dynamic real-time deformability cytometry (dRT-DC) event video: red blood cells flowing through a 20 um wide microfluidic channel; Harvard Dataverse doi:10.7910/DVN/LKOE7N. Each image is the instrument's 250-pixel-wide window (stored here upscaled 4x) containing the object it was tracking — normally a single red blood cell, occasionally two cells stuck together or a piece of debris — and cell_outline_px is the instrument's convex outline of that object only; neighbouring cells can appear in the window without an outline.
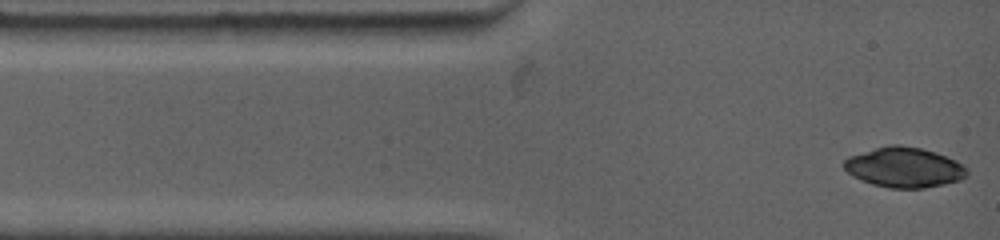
{"species": "common noctule bat (a hibernating species)", "species_latin": "Nyctalus noctula", "temperature_condition": "warm", "stored_images_in_passage": 4, "camera_frame_rate_fps": 4500, "um_per_image_px": 0.085, "animal": {"sex": "female", "body_mass_g": 19.0, "forearm_length_mm": 53.3}, "frame": {"image": 1, "passage_image": 1, "time_ms": 0.0, "image_size_px": [1000, 240], "cell_outline_px": [[968, 176], [960, 180], [944, 184], [924, 188], [888, 188], [872, 184], [860, 180], [852, 176], [844, 168], [844, 160], [848, 156], [876, 148], [892, 144], [900, 144], [920, 148], [936, 152], [956, 160], [968, 168]], "centroid_in_image_um": [76.87, 14.23], "position_along_channel_um": 8.1, "area_um2": 28.9}}